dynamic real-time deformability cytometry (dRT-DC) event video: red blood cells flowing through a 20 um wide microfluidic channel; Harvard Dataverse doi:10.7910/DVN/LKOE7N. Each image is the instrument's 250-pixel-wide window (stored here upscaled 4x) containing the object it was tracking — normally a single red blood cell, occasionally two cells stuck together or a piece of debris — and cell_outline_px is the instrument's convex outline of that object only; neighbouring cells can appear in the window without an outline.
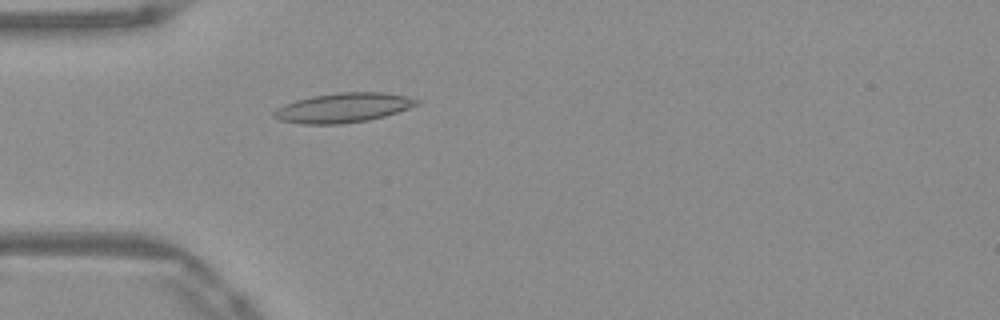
{"species": "Egyptian fruit bat (a non-hibernating species)", "species_latin": "Rousettus aegyptiacus", "temperature_condition": "warm", "stored_images_in_passage": 29, "camera_frame_rate_fps": 3000, "um_per_image_px": 0.085, "frame": {"image": 1, "passage_image": 3, "time_ms": 0.667, "image_size_px": [1000, 320], "cell_outline_px": [[420, 104], [384, 116], [368, 120], [340, 124], [304, 124], [280, 120], [272, 116], [272, 112], [276, 108], [284, 104], [296, 100], [312, 96], [336, 92], [384, 92], [408, 96], [420, 100]], "centroid_in_image_um": [29.17, 9.15], "position_along_channel_um": 55.8, "area_um2": 24.68}}
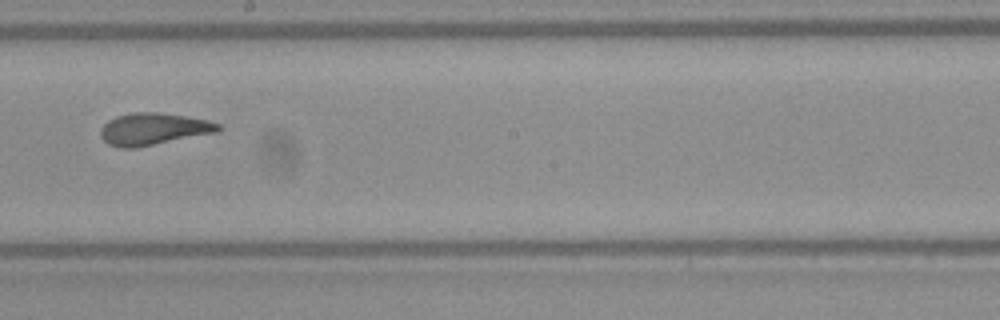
{"frame": {"image": 2, "passage_image": 17, "time_ms": 5.333, "image_size_px": [1000, 320], "cell_outline_px": [[220, 128], [216, 132], [136, 148], [120, 148], [108, 144], [100, 136], [100, 128], [108, 120], [116, 116], [132, 112], [156, 112], [184, 116], [204, 120], [220, 124]], "centroid_in_image_um": [12.96, 10.97], "position_along_channel_um": 235.2, "area_um2": 21.73}}
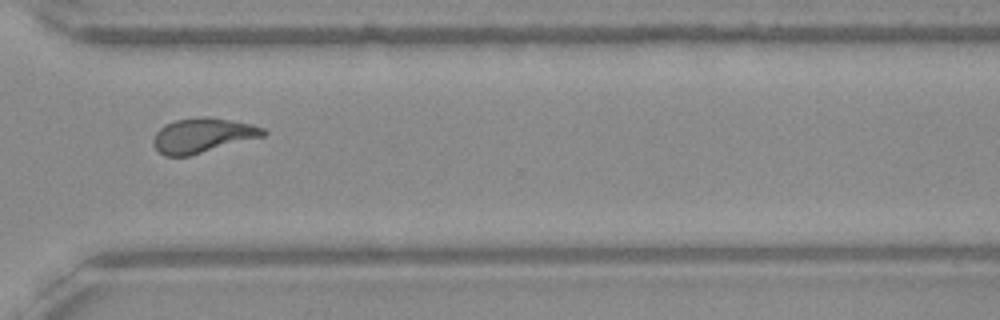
{"frame": {"image": 3, "passage_image": 26, "time_ms": 8.333, "image_size_px": [1000, 320], "cell_outline_px": [[268, 132], [264, 136], [188, 156], [164, 156], [152, 144], [152, 140], [156, 132], [164, 124], [176, 120], [200, 116], [208, 116], [252, 124], [264, 128]], "centroid_in_image_um": [17.21, 11.5], "position_along_channel_um": 353.4, "area_um2": 22.2}, "authors_computed_cell_mechanics": {"area_um2": 21.7906, "velocity_mm_per_s": 3.9433, "shape_relaxation_time_tau1_ms": 9.9855, "shape_relaxation_time_tau2_ms": 1.8445, "deformation_change_tau1": 0.2691, "deformation_change_tau2": 0.0936}}